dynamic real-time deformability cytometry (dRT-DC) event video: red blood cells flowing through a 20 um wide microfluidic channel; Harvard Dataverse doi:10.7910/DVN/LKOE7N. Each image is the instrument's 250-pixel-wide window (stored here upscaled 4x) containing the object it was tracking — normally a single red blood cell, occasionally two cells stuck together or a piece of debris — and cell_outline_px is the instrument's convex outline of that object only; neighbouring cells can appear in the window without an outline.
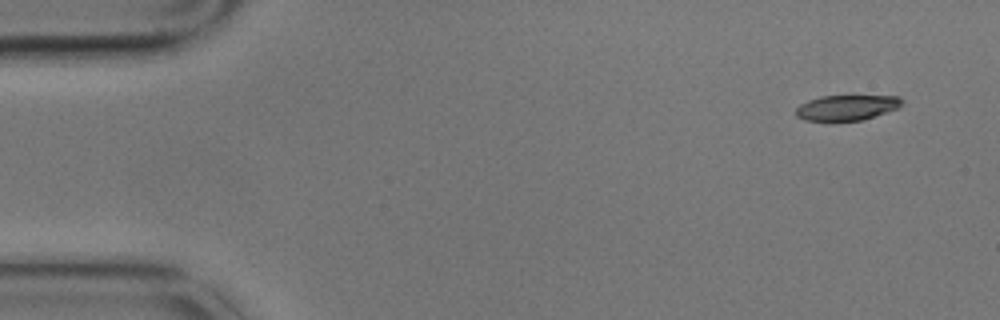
{"species": "common noctule bat (a hibernating species)", "species_latin": "Nyctalus noctula", "temperature_condition": "cold", "stored_images_in_passage": 9, "camera_frame_rate_fps": 3000, "um_per_image_px": 0.085, "animal": {"sex": "male", "body_mass_g": 17.9}, "frame": {"image": 1, "passage_image": 1, "time_ms": 0.0, "image_size_px": [1000, 320], "cell_outline_px": [[904, 104], [900, 108], [860, 120], [804, 120], [796, 116], [796, 108], [800, 104], [808, 100], [820, 96], [900, 96], [904, 100]], "centroid_in_image_um": [72.01, 9.13], "position_along_channel_um": 13.0, "area_um2": 15.61}}
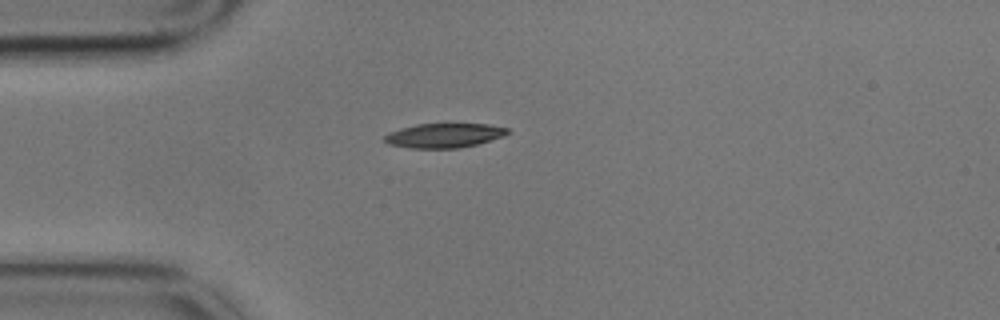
{"frame": {"image": 2, "passage_image": 4, "time_ms": 1.0, "image_size_px": [1000, 320], "cell_outline_px": [[512, 132], [504, 136], [476, 144], [460, 148], [408, 148], [388, 144], [384, 140], [384, 136], [388, 132], [400, 128], [416, 124], [488, 124], [508, 128]], "centroid_in_image_um": [37.74, 11.51], "position_along_channel_um": 47.3, "area_um2": 17.57}}
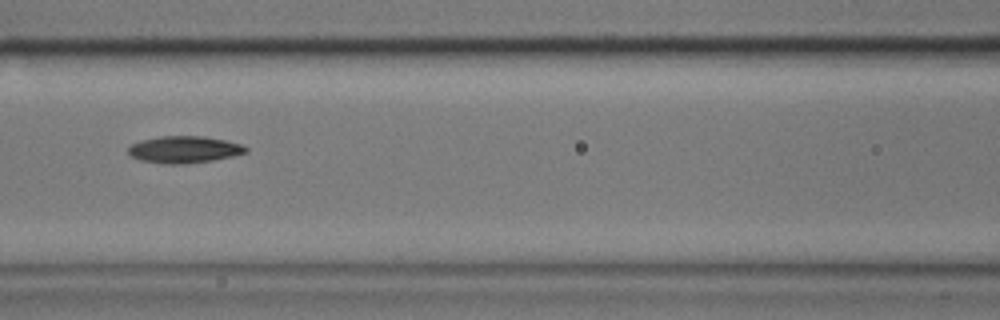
{"frame": {"image": 3, "passage_image": 7, "time_ms": 2.0, "image_size_px": [1000, 320], "cell_outline_px": [[248, 152], [232, 156], [212, 160], [184, 164], [164, 164], [140, 160], [132, 156], [128, 152], [128, 148], [132, 144], [140, 140], [160, 136], [204, 136], [224, 140], [240, 144], [248, 148]], "centroid_in_image_um": [15.64, 12.71], "position_along_channel_um": 151.0, "area_um2": 18.38}}